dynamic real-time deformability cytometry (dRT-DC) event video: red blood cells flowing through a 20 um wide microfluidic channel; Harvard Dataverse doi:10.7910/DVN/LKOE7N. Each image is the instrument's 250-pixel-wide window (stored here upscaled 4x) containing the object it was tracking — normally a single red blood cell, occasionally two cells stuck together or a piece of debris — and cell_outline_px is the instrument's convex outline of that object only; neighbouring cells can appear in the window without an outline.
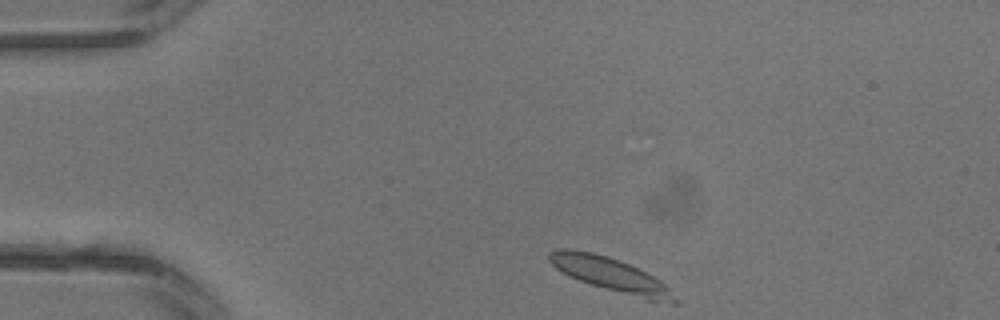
{"species": "common noctule bat (a hibernating species)", "species_latin": "Nyctalus noctula", "temperature_condition": "warm", "stored_images_in_passage": 2, "camera_frame_rate_fps": 3000, "um_per_image_px": 0.085, "animal": {"sex": "male", "body_mass_g": 13.3}, "frame": {"image": 1, "passage_image": 1, "time_ms": 0.0, "image_size_px": [1000, 320], "cell_outline_px": [[680, 304], [672, 304], [644, 300], [592, 284], [580, 280], [556, 268], [548, 260], [548, 252], [560, 248], [568, 248], [592, 252], [628, 264], [660, 280], [680, 300]], "centroid_in_image_um": [51.96, 23.37], "position_along_channel_um": 33.0, "area_um2": 24.33}}